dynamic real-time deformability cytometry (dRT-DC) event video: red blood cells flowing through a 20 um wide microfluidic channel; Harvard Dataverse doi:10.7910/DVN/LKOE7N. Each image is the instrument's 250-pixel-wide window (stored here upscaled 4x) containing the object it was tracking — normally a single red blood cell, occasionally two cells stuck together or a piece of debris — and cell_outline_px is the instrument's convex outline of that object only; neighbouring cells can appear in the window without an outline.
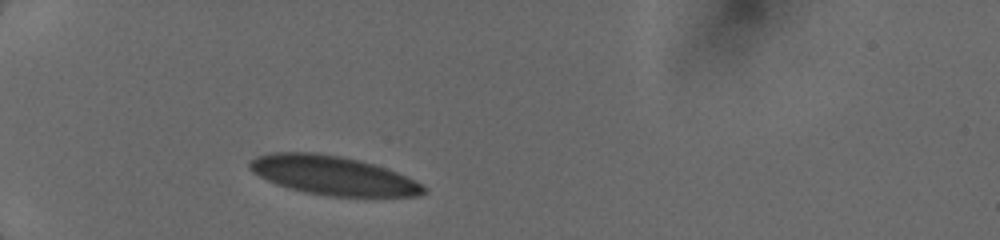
{"species": "human", "species_latin": "Homo sapiens", "temperature_condition": "cold", "stored_images_in_passage": 35, "camera_frame_rate_fps": 3000, "um_per_image_px": 0.085, "donor": {"sex": "female"}, "frame": {"image": 1, "passage_image": 1, "time_ms": 0.0, "image_size_px": [1000, 240], "cell_outline_px": [[428, 188], [420, 196], [324, 196], [288, 188], [276, 184], [252, 172], [248, 168], [248, 164], [256, 156], [268, 152], [316, 152], [340, 156], [360, 160], [396, 172], [416, 180]], "centroid_in_image_um": [28.27, 14.91], "position_along_channel_um": 56.7, "area_um2": 39.48}}
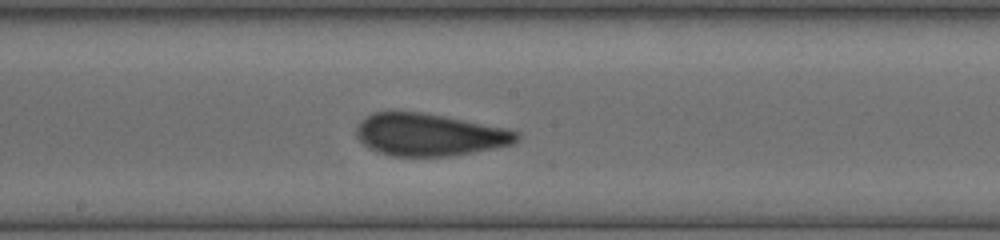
{"frame": {"image": 2, "passage_image": 16, "time_ms": 4.333, "image_size_px": [1000, 240], "cell_outline_px": [[520, 136], [512, 144], [496, 148], [448, 156], [392, 156], [376, 152], [368, 148], [356, 136], [356, 124], [360, 120], [372, 112], [420, 112], [444, 116], [504, 128], [520, 132]], "centroid_in_image_um": [36.44, 11.45], "position_along_channel_um": 211.8, "area_um2": 39.48}}
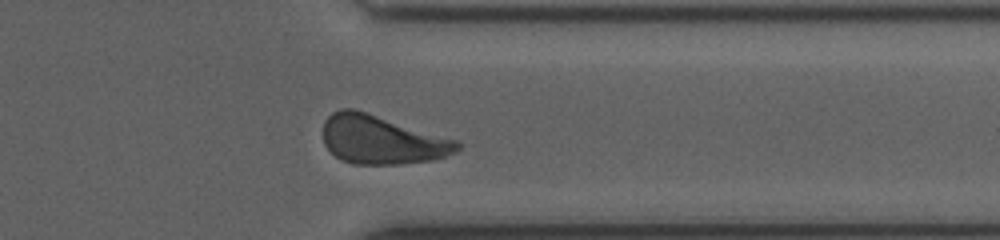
{"frame": {"image": 3, "passage_image": 30, "time_ms": 8.333, "image_size_px": [1000, 240], "cell_outline_px": [[460, 148], [456, 152], [432, 160], [400, 164], [352, 164], [336, 156], [324, 144], [324, 120], [332, 112], [340, 108], [352, 108], [460, 140]], "centroid_in_image_um": [32.47, 11.87], "position_along_channel_um": 378.9, "area_um2": 38.03}}